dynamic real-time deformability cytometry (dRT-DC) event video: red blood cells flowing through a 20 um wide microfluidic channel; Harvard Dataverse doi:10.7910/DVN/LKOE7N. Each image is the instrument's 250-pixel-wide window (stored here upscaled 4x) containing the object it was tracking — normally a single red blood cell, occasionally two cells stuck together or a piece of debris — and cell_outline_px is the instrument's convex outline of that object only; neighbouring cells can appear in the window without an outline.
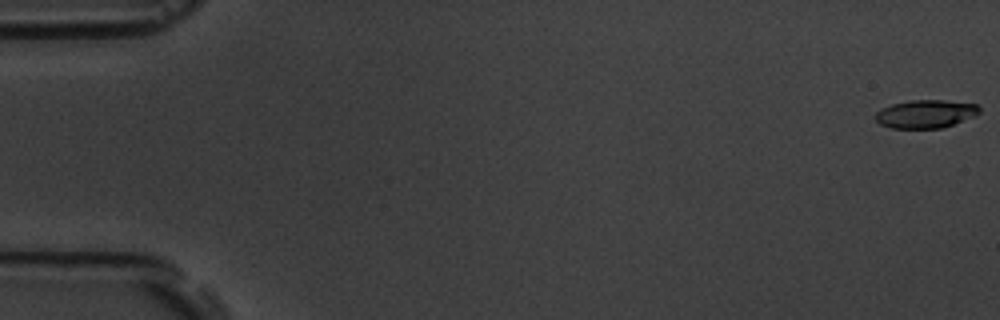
{"species": "common noctule bat (a hibernating species)", "species_latin": "Nyctalus noctula", "temperature_condition": "room temperature", "stored_images_in_passage": 5, "camera_frame_rate_fps": 3000, "um_per_image_px": 0.085, "animal": {"sex": "male", "body_mass_g": 19.5, "forearm_length_mm": 54.6}, "frame": {"image": 1, "passage_image": 1, "time_ms": 0.0, "image_size_px": [1000, 320], "cell_outline_px": [[980, 112], [976, 116], [940, 128], [892, 128], [880, 124], [876, 120], [876, 112], [880, 108], [892, 104], [908, 100], [944, 100], [976, 104], [980, 108]], "centroid_in_image_um": [78.67, 9.67], "position_along_channel_um": 6.3, "area_um2": 17.05}}
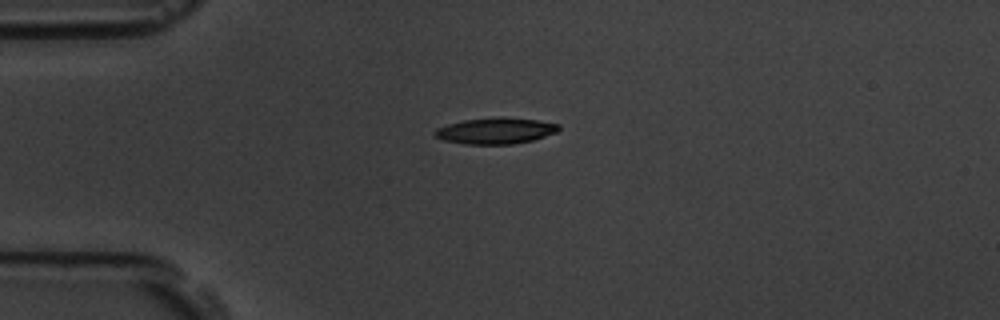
{"frame": {"image": 2, "passage_image": 4, "time_ms": 4.667, "image_size_px": [1000, 320], "cell_outline_px": [[560, 128], [556, 132], [532, 140], [512, 144], [464, 144], [444, 140], [436, 136], [432, 132], [436, 128], [448, 124], [464, 120], [500, 116], [536, 120], [560, 124]], "centroid_in_image_um": [42.11, 11.11], "position_along_channel_um": 42.9, "area_um2": 18.84}}